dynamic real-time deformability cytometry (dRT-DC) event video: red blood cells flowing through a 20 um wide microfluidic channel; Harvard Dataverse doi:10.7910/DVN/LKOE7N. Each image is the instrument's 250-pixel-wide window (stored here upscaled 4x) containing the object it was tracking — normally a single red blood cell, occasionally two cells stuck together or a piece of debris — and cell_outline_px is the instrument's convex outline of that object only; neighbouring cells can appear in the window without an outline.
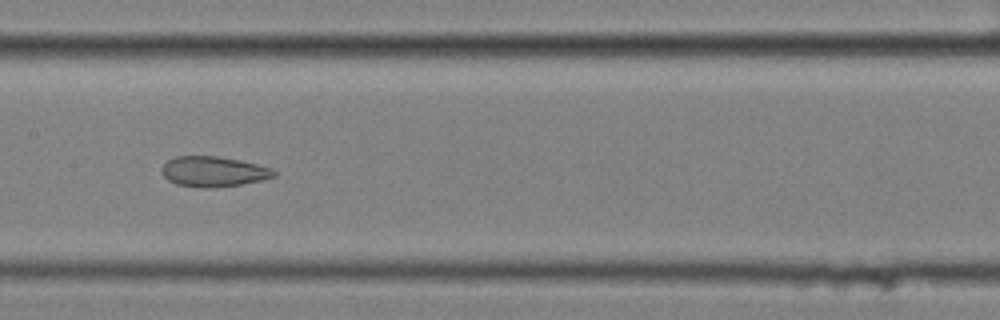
{"species": "common noctule bat (a hibernating species)", "species_latin": "Nyctalus noctula", "temperature_condition": "cold", "stored_images_in_passage": 8, "camera_frame_rate_fps": 3000, "um_per_image_px": 0.085, "animal": {"sex": "female", "body_mass_g": 25.1}, "frame": {"image": 1, "passage_image": 6, "time_ms": 1.667, "image_size_px": [1000, 320], "cell_outline_px": [[276, 176], [260, 180], [240, 184], [208, 188], [200, 188], [176, 184], [168, 180], [160, 172], [160, 168], [168, 160], [176, 156], [216, 156], [240, 160], [272, 168], [276, 172]], "centroid_in_image_um": [18.11, 14.58], "position_along_channel_um": 189.3, "area_um2": 19.77}}
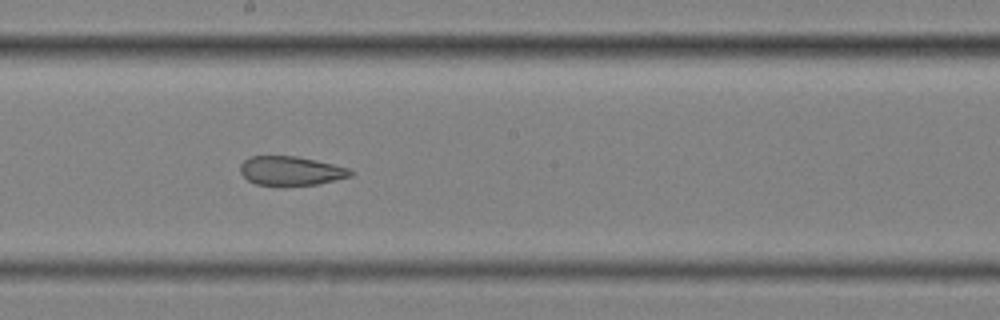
{"frame": {"image": 2, "passage_image": 7, "time_ms": 2.0, "image_size_px": [1000, 320], "cell_outline_px": [[352, 176], [336, 180], [316, 184], [256, 184], [248, 180], [240, 172], [240, 164], [244, 160], [252, 156], [296, 156], [332, 164], [348, 168], [352, 172]], "centroid_in_image_um": [24.71, 14.5], "position_along_channel_um": 223.5, "area_um2": 18.21}}
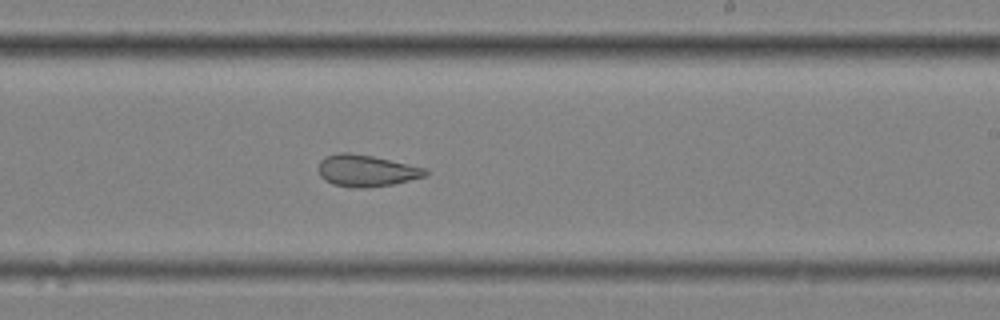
{"frame": {"image": 3, "passage_image": 8, "time_ms": 2.333, "image_size_px": [1000, 320], "cell_outline_px": [[428, 176], [392, 184], [364, 188], [352, 188], [332, 184], [324, 180], [320, 176], [320, 160], [324, 156], [336, 152], [348, 152], [372, 156], [428, 168]], "centroid_in_image_um": [31.15, 14.5], "position_along_channel_um": 257.9, "area_um2": 19.94}}